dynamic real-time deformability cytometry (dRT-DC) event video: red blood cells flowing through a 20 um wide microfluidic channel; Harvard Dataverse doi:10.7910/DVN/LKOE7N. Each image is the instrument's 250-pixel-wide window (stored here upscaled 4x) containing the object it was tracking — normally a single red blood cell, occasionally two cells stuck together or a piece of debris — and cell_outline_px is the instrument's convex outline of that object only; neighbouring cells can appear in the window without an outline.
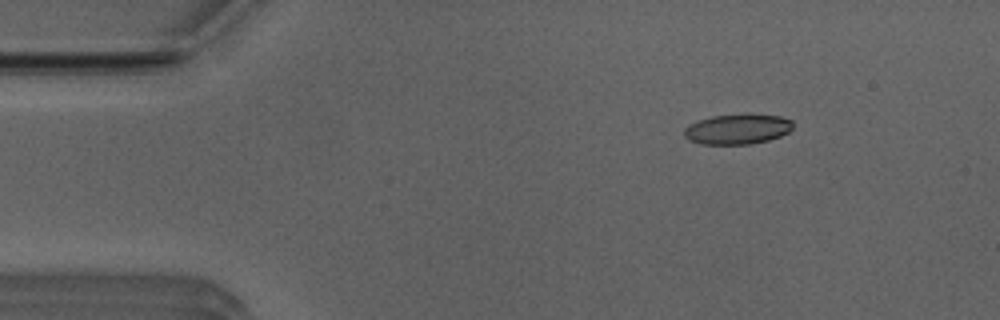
{"species": "Egyptian fruit bat (a non-hibernating species)", "species_latin": "Rousettus aegyptiacus", "temperature_condition": "room temperature", "stored_images_in_passage": 12, "segment_of_instrument_passage": [2, 2], "camera_frame_rate_fps": 3000, "um_per_image_px": 0.085, "animal": {"sex": "male"}, "frame": {"image": 1, "passage_image": 12, "time_ms": 3.667, "image_size_px": [1000, 320], "cell_outline_px": [[792, 128], [788, 132], [780, 136], [768, 140], [748, 144], [704, 144], [688, 140], [684, 136], [684, 128], [688, 124], [712, 116], [780, 116], [792, 120]], "centroid_in_image_um": [62.64, 11.01], "position_along_channel_um": 22.4, "area_um2": 18.5}}